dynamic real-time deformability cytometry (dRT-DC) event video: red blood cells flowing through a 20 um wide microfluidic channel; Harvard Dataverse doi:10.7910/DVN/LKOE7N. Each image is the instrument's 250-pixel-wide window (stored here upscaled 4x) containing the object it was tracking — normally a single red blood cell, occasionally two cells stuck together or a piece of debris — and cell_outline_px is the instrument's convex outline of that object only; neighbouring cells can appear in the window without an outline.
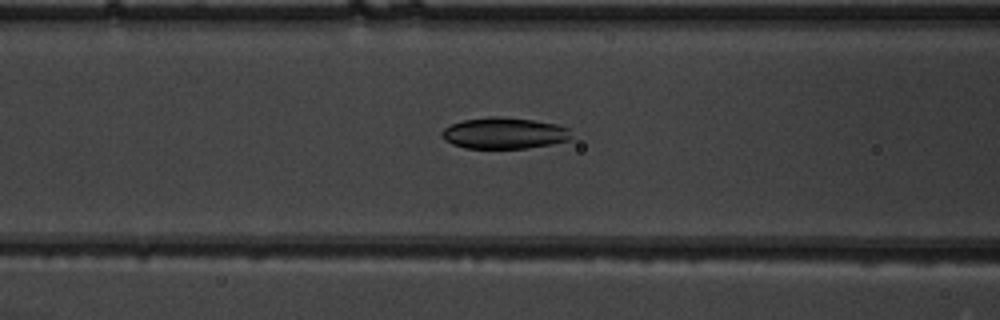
{"species": "common noctule bat (a hibernating species)", "species_latin": "Nyctalus noctula", "temperature_condition": "warm", "stored_images_in_passage": 52, "camera_frame_rate_fps": 3000, "um_per_image_px": 0.085, "animal": {"sex": "male", "body_mass_g": 19.5, "forearm_length_mm": 54.6}, "frame": {"image": 1, "passage_image": 22, "time_ms": 7.0, "image_size_px": [1000, 320], "cell_outline_px": [[572, 136], [568, 140], [552, 144], [528, 148], [464, 148], [452, 144], [444, 140], [440, 136], [440, 132], [444, 128], [452, 124], [464, 120], [488, 116], [500, 116], [532, 120], [556, 124], [568, 128]], "centroid_in_image_um": [42.82, 11.32], "position_along_channel_um": 123.8, "area_um2": 23.7}}
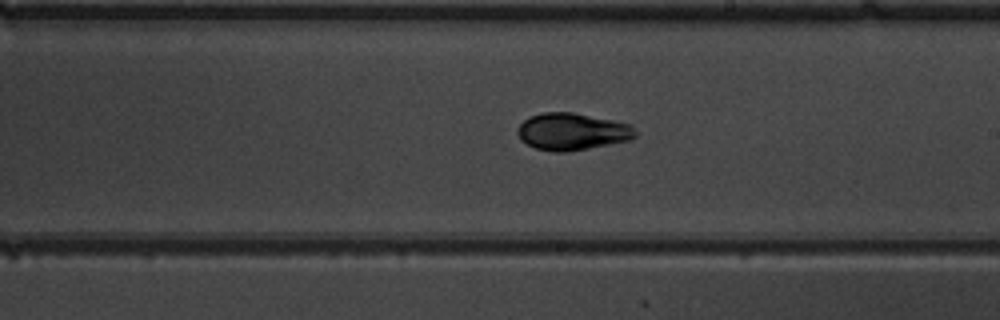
{"frame": {"image": 2, "passage_image": 31, "time_ms": 10.0, "image_size_px": [1000, 320], "cell_outline_px": [[636, 136], [632, 140], [568, 152], [552, 152], [536, 148], [520, 140], [516, 132], [516, 128], [528, 116], [544, 112], [572, 112], [632, 124], [636, 132]], "centroid_in_image_um": [48.62, 11.19], "position_along_channel_um": 240.4, "area_um2": 25.72}}
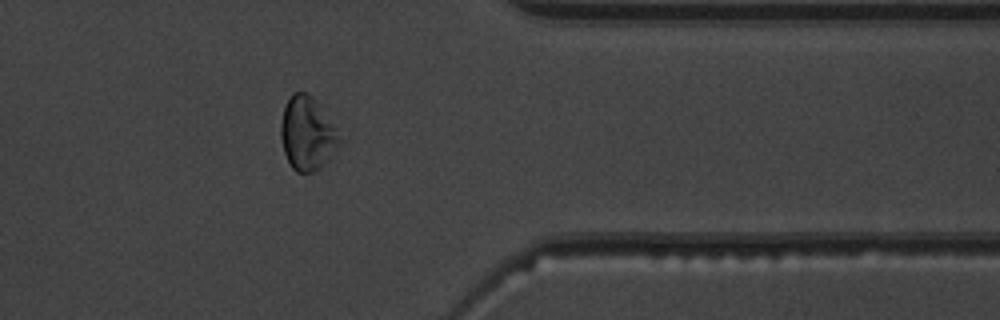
{"frame": {"image": 3, "passage_image": 43, "time_ms": 14.0, "image_size_px": [1000, 320], "cell_outline_px": [[344, 140], [328, 160], [320, 168], [312, 172], [296, 172], [292, 168], [284, 152], [280, 136], [280, 124], [284, 108], [292, 92], [304, 92], [312, 96], [316, 100], [336, 128]], "centroid_in_image_um": [26.13, 11.36], "position_along_channel_um": 385.3, "area_um2": 25.26}, "authors_computed_cell_mechanics": {"area_um2": 25.2008, "velocity_mm_per_s": 3.8907, "shape_relaxation_time_tau1_ms": 2.4232, "shape_relaxation_time_tau2_ms": 2.5237, "deformation_change_tau1": 0.1146, "deformation_change_tau2": 0.0769}}